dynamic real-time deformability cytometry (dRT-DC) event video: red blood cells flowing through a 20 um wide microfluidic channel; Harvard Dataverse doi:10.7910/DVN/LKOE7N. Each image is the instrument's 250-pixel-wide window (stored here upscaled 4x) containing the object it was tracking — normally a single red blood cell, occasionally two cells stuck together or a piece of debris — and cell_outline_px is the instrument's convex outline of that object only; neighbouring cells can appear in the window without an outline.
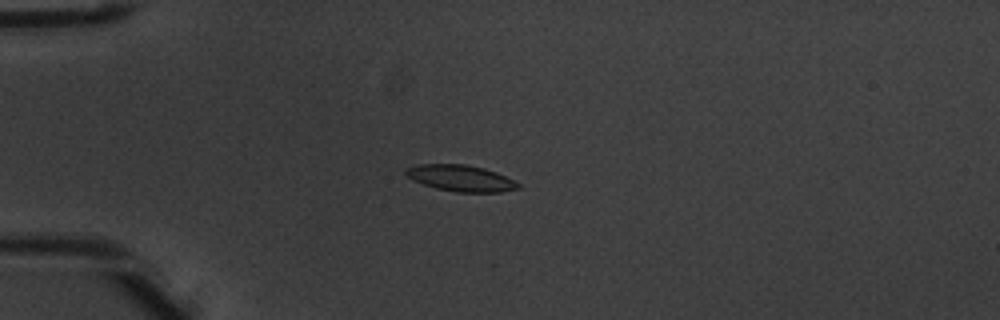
{"species": "common noctule bat (a hibernating species)", "species_latin": "Nyctalus noctula", "temperature_condition": "warm", "stored_images_in_passage": 6, "camera_frame_rate_fps": 3000, "um_per_image_px": 0.085, "animal": {"sex": "male", "body_mass_g": 20.1, "forearm_length_mm": 53.5}, "frame": {"image": 1, "passage_image": 4, "time_ms": 1.0, "image_size_px": [1000, 320], "cell_outline_px": [[520, 188], [500, 192], [456, 192], [436, 188], [412, 180], [404, 172], [408, 168], [416, 164], [464, 164], [484, 168], [496, 172], [520, 184]], "centroid_in_image_um": [39.16, 15.14], "position_along_channel_um": 45.8, "area_um2": 17.05}}